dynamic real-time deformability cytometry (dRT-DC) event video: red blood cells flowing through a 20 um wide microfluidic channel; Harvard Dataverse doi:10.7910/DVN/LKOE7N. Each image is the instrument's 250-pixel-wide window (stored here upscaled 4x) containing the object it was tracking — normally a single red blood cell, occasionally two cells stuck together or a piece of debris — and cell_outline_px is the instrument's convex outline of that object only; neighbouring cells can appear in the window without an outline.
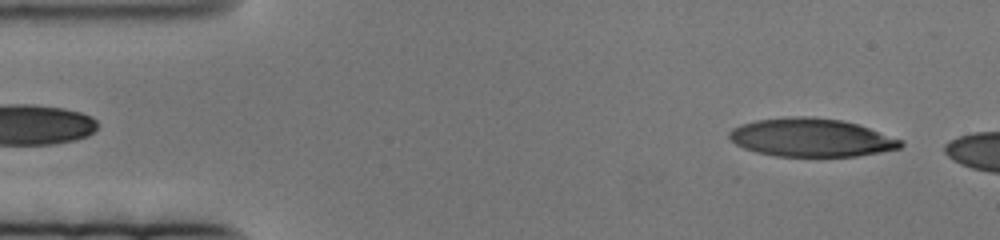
{"species": "human", "species_latin": "Homo sapiens", "temperature_condition": "cold", "stored_images_in_passage": 13, "camera_frame_rate_fps": 3000, "um_per_image_px": 0.085, "donor": {"sex": "female"}, "frame": {"image": 1, "passage_image": 4, "time_ms": 1.0, "image_size_px": [1000, 240], "cell_outline_px": [[904, 144], [900, 148], [880, 152], [856, 156], [776, 156], [756, 152], [744, 148], [736, 144], [728, 136], [728, 132], [732, 128], [740, 124], [756, 120], [784, 116], [812, 116], [840, 120], [856, 124], [904, 140]], "centroid_in_image_um": [68.93, 11.68], "position_along_channel_um": 16.1, "area_um2": 38.32}}